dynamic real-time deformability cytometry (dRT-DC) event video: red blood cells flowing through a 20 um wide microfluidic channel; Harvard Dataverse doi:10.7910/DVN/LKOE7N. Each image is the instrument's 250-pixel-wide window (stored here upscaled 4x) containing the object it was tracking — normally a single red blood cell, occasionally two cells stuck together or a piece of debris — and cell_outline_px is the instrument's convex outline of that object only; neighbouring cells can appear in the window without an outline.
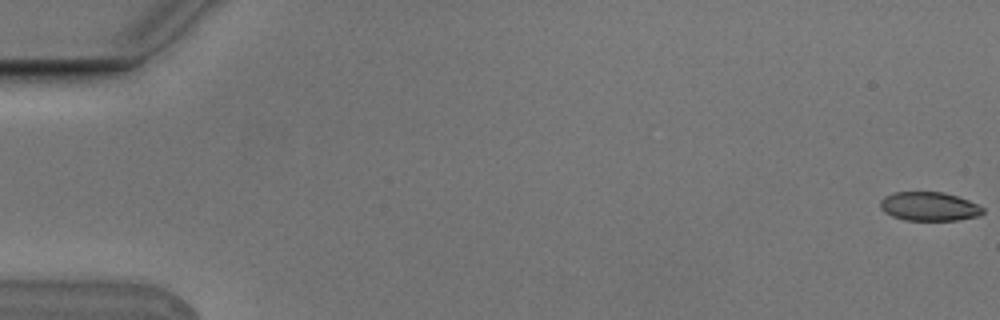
{"species": "Egyptian fruit bat (a non-hibernating species)", "species_latin": "Rousettus aegyptiacus", "temperature_condition": "cold", "stored_images_in_passage": 9, "camera_frame_rate_fps": 3000, "um_per_image_px": 0.085, "animal": {"sex": "male"}, "frame": {"image": 1, "passage_image": 1, "time_ms": 0.0, "image_size_px": [1000, 320], "cell_outline_px": [[984, 212], [980, 216], [956, 220], [904, 220], [892, 216], [884, 212], [880, 208], [880, 200], [884, 196], [892, 192], [944, 192], [968, 200], [984, 208]], "centroid_in_image_um": [78.95, 17.55], "position_along_channel_um": 6.0, "area_um2": 17.34}}
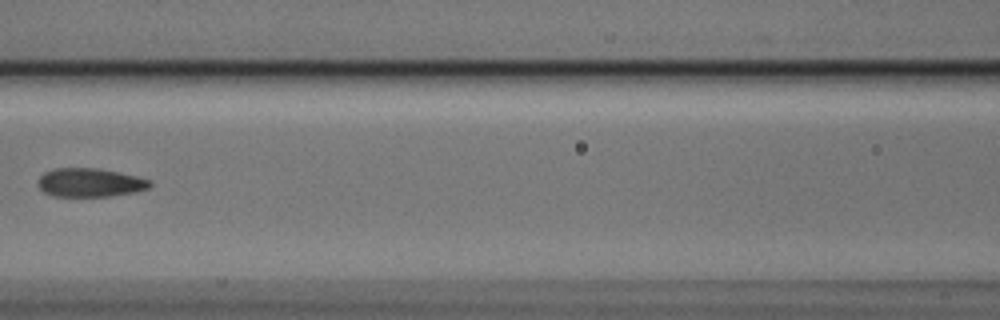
{"frame": {"image": 2, "passage_image": 8, "time_ms": 2.333, "image_size_px": [1000, 320], "cell_outline_px": [[152, 184], [148, 188], [136, 192], [112, 196], [56, 196], [44, 192], [36, 184], [36, 180], [44, 172], [52, 168], [100, 168], [136, 176], [152, 180]], "centroid_in_image_um": [7.63, 15.51], "position_along_channel_um": 159.0, "area_um2": 18.9}}
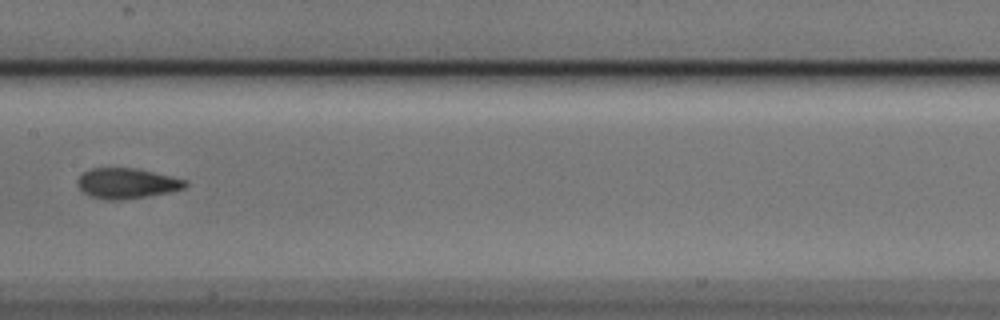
{"frame": {"image": 3, "passage_image": 9, "time_ms": 2.667, "image_size_px": [1000, 320], "cell_outline_px": [[188, 184], [184, 188], [168, 192], [124, 200], [104, 200], [92, 196], [84, 192], [76, 184], [76, 180], [84, 172], [92, 168], [136, 168], [188, 180]], "centroid_in_image_um": [10.77, 15.58], "position_along_channel_um": 196.6, "area_um2": 19.02}}